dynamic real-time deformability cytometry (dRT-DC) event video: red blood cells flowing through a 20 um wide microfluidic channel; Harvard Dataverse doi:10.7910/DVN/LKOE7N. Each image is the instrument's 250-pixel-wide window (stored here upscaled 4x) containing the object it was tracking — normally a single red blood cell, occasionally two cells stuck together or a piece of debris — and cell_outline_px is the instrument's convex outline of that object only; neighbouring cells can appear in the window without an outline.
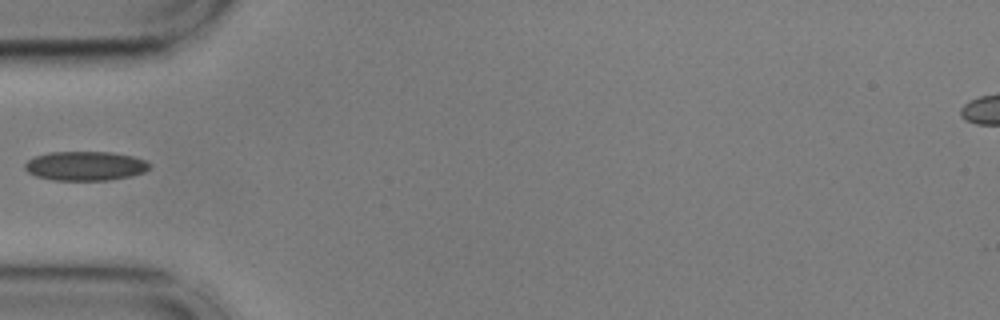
{"species": "common noctule bat (a hibernating species)", "species_latin": "Nyctalus noctula", "temperature_condition": "cold", "stored_images_in_passage": 31, "camera_frame_rate_fps": 3000, "um_per_image_px": 0.085, "animal": {"sex": "male", "body_mass_g": 17.9, "forearm_length_mm": 54.2}, "frame": {"image": 1, "passage_image": 1, "time_ms": 0.0, "image_size_px": [1000, 320], "cell_outline_px": [[148, 168], [144, 172], [132, 176], [108, 180], [52, 180], [36, 176], [28, 172], [24, 168], [24, 164], [28, 160], [36, 156], [48, 152], [112, 152], [132, 156], [144, 160], [148, 164]], "centroid_in_image_um": [7.22, 14.1], "position_along_channel_um": 77.8, "area_um2": 21.15}}
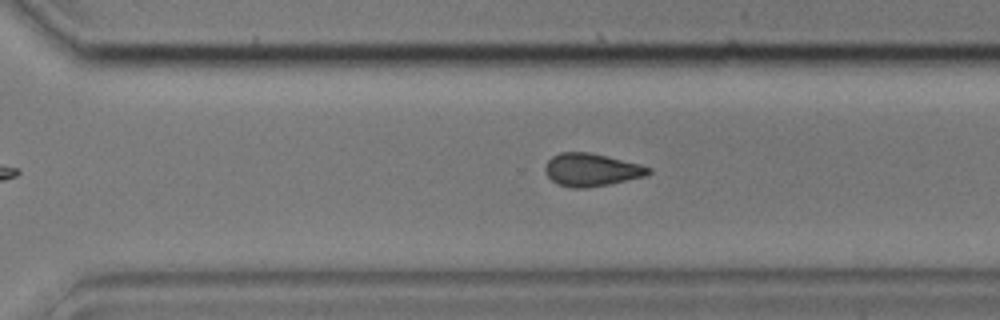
{"frame": {"image": 2, "passage_image": 21, "time_ms": 6.667, "image_size_px": [1000, 320], "cell_outline_px": [[652, 172], [644, 176], [608, 184], [588, 188], [572, 188], [556, 184], [544, 172], [544, 168], [548, 160], [552, 156], [560, 152], [588, 152], [640, 164], [652, 168]], "centroid_in_image_um": [50.24, 14.44], "position_along_channel_um": 320.4, "area_um2": 19.71}}